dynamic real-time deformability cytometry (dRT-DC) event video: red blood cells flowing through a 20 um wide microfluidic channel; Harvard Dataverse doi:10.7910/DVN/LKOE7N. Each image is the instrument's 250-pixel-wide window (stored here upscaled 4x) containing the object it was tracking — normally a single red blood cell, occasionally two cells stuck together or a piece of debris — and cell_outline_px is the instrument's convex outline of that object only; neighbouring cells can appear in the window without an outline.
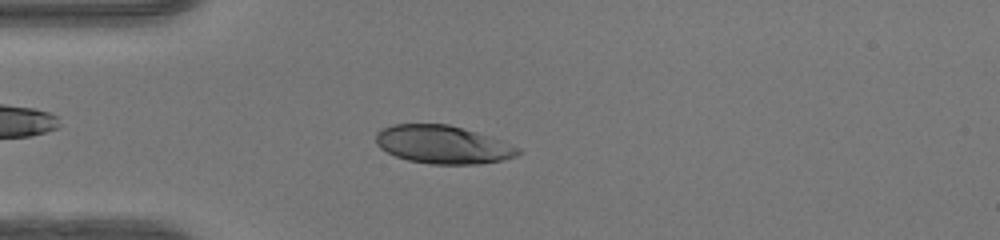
{"species": "human", "species_latin": "Homo sapiens", "temperature_condition": "warm", "stored_images_in_passage": 47, "camera_frame_rate_fps": 3000, "um_per_image_px": 0.085, "donor": {"sex": "female"}, "frame": {"image": 1, "passage_image": 12, "time_ms": 3.667, "image_size_px": [1000, 240], "cell_outline_px": [[524, 152], [516, 156], [504, 160], [480, 164], [432, 164], [408, 160], [396, 156], [380, 148], [376, 144], [376, 132], [392, 124], [448, 124], [476, 132], [488, 136], [520, 148]], "centroid_in_image_um": [37.65, 12.3], "position_along_channel_um": 47.4, "area_um2": 31.5}}
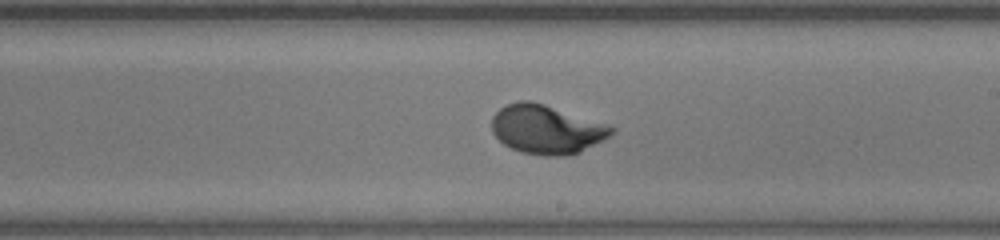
{"frame": {"image": 2, "passage_image": 27, "time_ms": 8.667, "image_size_px": [1000, 240], "cell_outline_px": [[616, 132], [612, 136], [580, 152], [564, 156], [544, 156], [520, 152], [504, 144], [492, 132], [492, 116], [500, 108], [508, 104], [520, 100], [532, 100], [608, 124], [616, 128]], "centroid_in_image_um": [46.49, 11.0], "position_along_channel_um": 242.5, "area_um2": 34.39}}
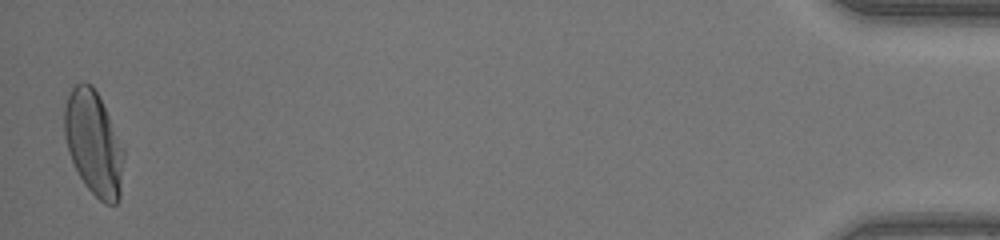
{"frame": {"image": 3, "passage_image": 47, "time_ms": 15.333, "image_size_px": [1000, 240], "cell_outline_px": [[124, 156], [120, 200], [116, 204], [104, 204], [84, 184], [68, 152], [64, 136], [64, 108], [68, 96], [72, 88], [80, 80], [84, 80], [92, 84], [124, 148]], "centroid_in_image_um": [7.96, 12.18], "position_along_channel_um": 427.2, "area_um2": 35.95}, "authors_computed_cell_mechanics": {"area_um2": 33.2928, "velocity_mm_per_s": 4.2171, "shape_relaxation_time_tau1_ms": 2.5893, "shape_relaxation_time_tau2_ms": null, "deformation_change_tau1": 0.1766, "deformation_change_tau2": null}}